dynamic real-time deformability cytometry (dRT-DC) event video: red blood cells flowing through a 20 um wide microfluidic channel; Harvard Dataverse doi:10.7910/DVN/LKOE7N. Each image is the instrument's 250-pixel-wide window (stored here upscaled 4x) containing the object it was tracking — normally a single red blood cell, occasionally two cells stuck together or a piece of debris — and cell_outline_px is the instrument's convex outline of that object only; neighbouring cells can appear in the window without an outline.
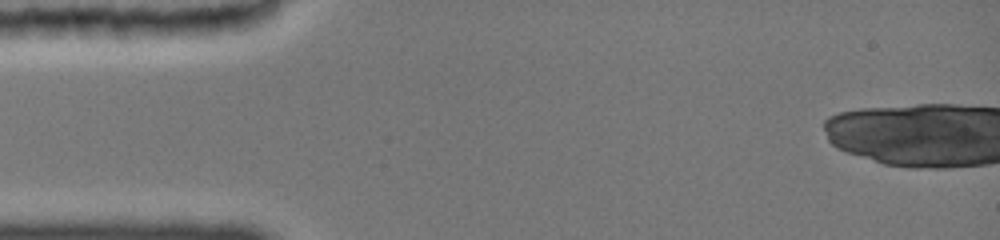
{"species": "common noctule bat (a hibernating species)", "species_latin": "Nyctalus noctula", "temperature_condition": "cold", "stored_images_in_passage": 1, "camera_frame_rate_fps": 3000, "um_per_image_px": 0.085, "animal": {"sex": "female", "body_mass_g": 19.0, "forearm_length_mm": 51.5}, "frame": {"image": 1, "passage_image": 1, "time_ms": 0.0, "image_size_px": [1000, 240], "cell_outline_px": [[240, 32], [216, 36], [156, 36], [132, 20], [228, 16], [232, 16]], "centroid_in_image_um": [16.2, 2.24], "position_along_channel_um": 68.8, "area_um2": 12.02}}